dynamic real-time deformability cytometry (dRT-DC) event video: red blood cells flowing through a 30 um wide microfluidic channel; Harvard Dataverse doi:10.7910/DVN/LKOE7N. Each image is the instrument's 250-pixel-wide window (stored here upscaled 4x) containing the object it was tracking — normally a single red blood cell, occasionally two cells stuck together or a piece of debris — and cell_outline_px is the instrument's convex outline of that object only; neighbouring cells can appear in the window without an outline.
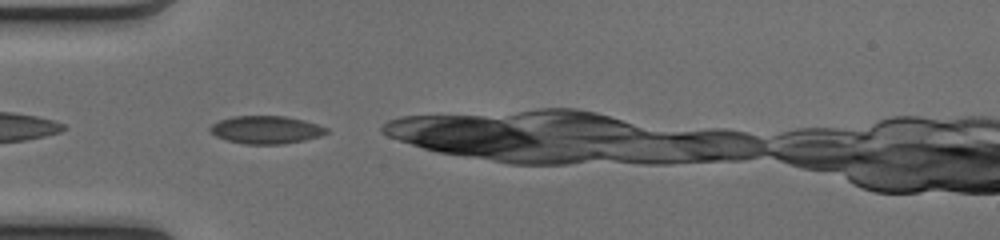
{"species": "common noctule bat (a hibernating species)", "species_latin": "Nyctalus noctula", "temperature_condition": "cold", "stored_images_in_passage": 10, "camera_frame_rate_fps": 3000, "um_per_image_px": 0.085, "animal": {"sex": "female", "body_mass_g": 17.0, "forearm_length_mm": 48.0}, "frame": {"image": 1, "passage_image": 1, "time_ms": 0.0, "image_size_px": [1000, 240], "cell_outline_px": [[328, 132], [320, 136], [304, 140], [284, 144], [244, 144], [228, 140], [216, 136], [208, 128], [212, 124], [220, 120], [232, 116], [284, 116], [304, 120], [328, 128]], "centroid_in_image_um": [22.62, 11.03], "position_along_channel_um": 62.4, "area_um2": 18.79}}
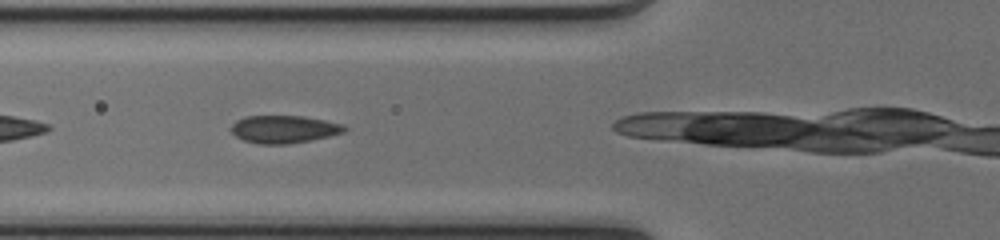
{"frame": {"image": 2, "passage_image": 4, "time_ms": 1.0, "image_size_px": [1000, 240], "cell_outline_px": [[348, 128], [344, 132], [312, 140], [288, 144], [256, 144], [244, 140], [236, 136], [232, 132], [232, 124], [236, 120], [244, 116], [304, 116], [344, 124]], "centroid_in_image_um": [24.14, 10.98], "position_along_channel_um": 101.7, "area_um2": 18.32}}